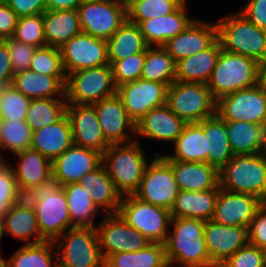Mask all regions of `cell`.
Wrapping results in <instances>:
<instances>
[{"label": "cell", "instance_id": "6da1fadb", "mask_svg": "<svg viewBox=\"0 0 266 267\" xmlns=\"http://www.w3.org/2000/svg\"><path fill=\"white\" fill-rule=\"evenodd\" d=\"M172 235L169 233L166 257L169 264L180 267H211L214 263L208 255L205 239V221L194 218H172ZM182 264V265H181Z\"/></svg>", "mask_w": 266, "mask_h": 267}, {"label": "cell", "instance_id": "7a4b0ae2", "mask_svg": "<svg viewBox=\"0 0 266 267\" xmlns=\"http://www.w3.org/2000/svg\"><path fill=\"white\" fill-rule=\"evenodd\" d=\"M32 204L40 235L54 241L72 226L64 188L54 179L34 188L25 196Z\"/></svg>", "mask_w": 266, "mask_h": 267}, {"label": "cell", "instance_id": "3957f363", "mask_svg": "<svg viewBox=\"0 0 266 267\" xmlns=\"http://www.w3.org/2000/svg\"><path fill=\"white\" fill-rule=\"evenodd\" d=\"M148 163L138 140L111 144L102 154V164L122 196L137 191Z\"/></svg>", "mask_w": 266, "mask_h": 267}, {"label": "cell", "instance_id": "277c9868", "mask_svg": "<svg viewBox=\"0 0 266 267\" xmlns=\"http://www.w3.org/2000/svg\"><path fill=\"white\" fill-rule=\"evenodd\" d=\"M216 25L222 49L257 63L266 58V31L249 22L241 13L224 16Z\"/></svg>", "mask_w": 266, "mask_h": 267}, {"label": "cell", "instance_id": "5b68a950", "mask_svg": "<svg viewBox=\"0 0 266 267\" xmlns=\"http://www.w3.org/2000/svg\"><path fill=\"white\" fill-rule=\"evenodd\" d=\"M258 84V63L246 56L221 49L207 86L217 101L235 91Z\"/></svg>", "mask_w": 266, "mask_h": 267}, {"label": "cell", "instance_id": "8992f818", "mask_svg": "<svg viewBox=\"0 0 266 267\" xmlns=\"http://www.w3.org/2000/svg\"><path fill=\"white\" fill-rule=\"evenodd\" d=\"M220 188L256 196L266 202V159L258 154L234 155L219 169Z\"/></svg>", "mask_w": 266, "mask_h": 267}, {"label": "cell", "instance_id": "52a82bcc", "mask_svg": "<svg viewBox=\"0 0 266 267\" xmlns=\"http://www.w3.org/2000/svg\"><path fill=\"white\" fill-rule=\"evenodd\" d=\"M166 104L185 123H199L216 114V100L204 83L173 82Z\"/></svg>", "mask_w": 266, "mask_h": 267}, {"label": "cell", "instance_id": "ba28073f", "mask_svg": "<svg viewBox=\"0 0 266 267\" xmlns=\"http://www.w3.org/2000/svg\"><path fill=\"white\" fill-rule=\"evenodd\" d=\"M53 242L57 261L65 267H104L96 228H69Z\"/></svg>", "mask_w": 266, "mask_h": 267}, {"label": "cell", "instance_id": "9c48e42d", "mask_svg": "<svg viewBox=\"0 0 266 267\" xmlns=\"http://www.w3.org/2000/svg\"><path fill=\"white\" fill-rule=\"evenodd\" d=\"M116 91L110 65L83 69L66 76L67 104L92 105L116 95Z\"/></svg>", "mask_w": 266, "mask_h": 267}, {"label": "cell", "instance_id": "30bf717a", "mask_svg": "<svg viewBox=\"0 0 266 267\" xmlns=\"http://www.w3.org/2000/svg\"><path fill=\"white\" fill-rule=\"evenodd\" d=\"M118 214L152 243L165 244L171 225L170 210L140 201L133 195L123 196Z\"/></svg>", "mask_w": 266, "mask_h": 267}, {"label": "cell", "instance_id": "8fae6325", "mask_svg": "<svg viewBox=\"0 0 266 267\" xmlns=\"http://www.w3.org/2000/svg\"><path fill=\"white\" fill-rule=\"evenodd\" d=\"M179 191L171 165L160 153H156L133 196L142 202L171 210Z\"/></svg>", "mask_w": 266, "mask_h": 267}, {"label": "cell", "instance_id": "7c38bea8", "mask_svg": "<svg viewBox=\"0 0 266 267\" xmlns=\"http://www.w3.org/2000/svg\"><path fill=\"white\" fill-rule=\"evenodd\" d=\"M82 33L108 40L127 20L126 0L82 1L77 9Z\"/></svg>", "mask_w": 266, "mask_h": 267}, {"label": "cell", "instance_id": "4fadbf2b", "mask_svg": "<svg viewBox=\"0 0 266 267\" xmlns=\"http://www.w3.org/2000/svg\"><path fill=\"white\" fill-rule=\"evenodd\" d=\"M216 114L224 121L263 125L266 120V90L257 84L223 96L216 101Z\"/></svg>", "mask_w": 266, "mask_h": 267}, {"label": "cell", "instance_id": "5bb4252c", "mask_svg": "<svg viewBox=\"0 0 266 267\" xmlns=\"http://www.w3.org/2000/svg\"><path fill=\"white\" fill-rule=\"evenodd\" d=\"M96 230L104 261L114 253L139 251L152 243L142 233L130 227L118 213L106 214Z\"/></svg>", "mask_w": 266, "mask_h": 267}, {"label": "cell", "instance_id": "9a60e30c", "mask_svg": "<svg viewBox=\"0 0 266 267\" xmlns=\"http://www.w3.org/2000/svg\"><path fill=\"white\" fill-rule=\"evenodd\" d=\"M60 52L66 76L79 70L109 65L107 40L85 33L68 40L60 47Z\"/></svg>", "mask_w": 266, "mask_h": 267}, {"label": "cell", "instance_id": "2e32d148", "mask_svg": "<svg viewBox=\"0 0 266 267\" xmlns=\"http://www.w3.org/2000/svg\"><path fill=\"white\" fill-rule=\"evenodd\" d=\"M167 91L166 84L140 78L120 85L116 94L121 99L128 116L136 124L151 109L167 103Z\"/></svg>", "mask_w": 266, "mask_h": 267}, {"label": "cell", "instance_id": "e0dca14e", "mask_svg": "<svg viewBox=\"0 0 266 267\" xmlns=\"http://www.w3.org/2000/svg\"><path fill=\"white\" fill-rule=\"evenodd\" d=\"M66 115L72 131L73 145L103 154L110 146L105 140L93 105L67 104Z\"/></svg>", "mask_w": 266, "mask_h": 267}, {"label": "cell", "instance_id": "ac0fdd59", "mask_svg": "<svg viewBox=\"0 0 266 267\" xmlns=\"http://www.w3.org/2000/svg\"><path fill=\"white\" fill-rule=\"evenodd\" d=\"M95 108L99 124L105 140L111 144H127L135 133V123L128 116L121 99L116 95L92 104ZM128 131L129 129V132Z\"/></svg>", "mask_w": 266, "mask_h": 267}, {"label": "cell", "instance_id": "d6986e66", "mask_svg": "<svg viewBox=\"0 0 266 267\" xmlns=\"http://www.w3.org/2000/svg\"><path fill=\"white\" fill-rule=\"evenodd\" d=\"M102 163V154L96 150L72 145L52 161V179L60 186L78 183L88 172Z\"/></svg>", "mask_w": 266, "mask_h": 267}, {"label": "cell", "instance_id": "ffe728a7", "mask_svg": "<svg viewBox=\"0 0 266 267\" xmlns=\"http://www.w3.org/2000/svg\"><path fill=\"white\" fill-rule=\"evenodd\" d=\"M263 202L256 196L219 188L212 220L226 226L249 227L257 208Z\"/></svg>", "mask_w": 266, "mask_h": 267}, {"label": "cell", "instance_id": "44dd1931", "mask_svg": "<svg viewBox=\"0 0 266 267\" xmlns=\"http://www.w3.org/2000/svg\"><path fill=\"white\" fill-rule=\"evenodd\" d=\"M204 239L210 260L223 263L237 250L246 246L248 241V228L243 226H226L205 221Z\"/></svg>", "mask_w": 266, "mask_h": 267}, {"label": "cell", "instance_id": "7402d4cb", "mask_svg": "<svg viewBox=\"0 0 266 267\" xmlns=\"http://www.w3.org/2000/svg\"><path fill=\"white\" fill-rule=\"evenodd\" d=\"M217 40V25L196 19L162 47L177 63L209 48Z\"/></svg>", "mask_w": 266, "mask_h": 267}, {"label": "cell", "instance_id": "603a6c76", "mask_svg": "<svg viewBox=\"0 0 266 267\" xmlns=\"http://www.w3.org/2000/svg\"><path fill=\"white\" fill-rule=\"evenodd\" d=\"M18 156L17 167L11 166L20 193L25 197L34 188L52 180V161L34 149Z\"/></svg>", "mask_w": 266, "mask_h": 267}, {"label": "cell", "instance_id": "cb8c5ba5", "mask_svg": "<svg viewBox=\"0 0 266 267\" xmlns=\"http://www.w3.org/2000/svg\"><path fill=\"white\" fill-rule=\"evenodd\" d=\"M185 122L167 104L151 109L135 124V134L149 139L174 142Z\"/></svg>", "mask_w": 266, "mask_h": 267}, {"label": "cell", "instance_id": "d4e9b609", "mask_svg": "<svg viewBox=\"0 0 266 267\" xmlns=\"http://www.w3.org/2000/svg\"><path fill=\"white\" fill-rule=\"evenodd\" d=\"M186 0L171 14L143 20L138 26L150 47L162 46L183 32L195 19L187 16Z\"/></svg>", "mask_w": 266, "mask_h": 267}, {"label": "cell", "instance_id": "484cf974", "mask_svg": "<svg viewBox=\"0 0 266 267\" xmlns=\"http://www.w3.org/2000/svg\"><path fill=\"white\" fill-rule=\"evenodd\" d=\"M3 228L4 235L23 240L25 245L46 241L40 235L35 210L26 197L12 205L3 216Z\"/></svg>", "mask_w": 266, "mask_h": 267}, {"label": "cell", "instance_id": "4316f807", "mask_svg": "<svg viewBox=\"0 0 266 267\" xmlns=\"http://www.w3.org/2000/svg\"><path fill=\"white\" fill-rule=\"evenodd\" d=\"M180 190L207 191L220 188L219 170L204 162L167 161Z\"/></svg>", "mask_w": 266, "mask_h": 267}, {"label": "cell", "instance_id": "83f0119b", "mask_svg": "<svg viewBox=\"0 0 266 267\" xmlns=\"http://www.w3.org/2000/svg\"><path fill=\"white\" fill-rule=\"evenodd\" d=\"M73 145L71 125L65 114L58 122L32 131L31 149L53 161Z\"/></svg>", "mask_w": 266, "mask_h": 267}, {"label": "cell", "instance_id": "f1b7e54d", "mask_svg": "<svg viewBox=\"0 0 266 267\" xmlns=\"http://www.w3.org/2000/svg\"><path fill=\"white\" fill-rule=\"evenodd\" d=\"M91 193V200L106 214H117L123 196L118 192L101 163L96 169L85 174L78 182Z\"/></svg>", "mask_w": 266, "mask_h": 267}, {"label": "cell", "instance_id": "f546056e", "mask_svg": "<svg viewBox=\"0 0 266 267\" xmlns=\"http://www.w3.org/2000/svg\"><path fill=\"white\" fill-rule=\"evenodd\" d=\"M219 188L207 191L180 190L170 210L172 218L212 220Z\"/></svg>", "mask_w": 266, "mask_h": 267}, {"label": "cell", "instance_id": "4dcf8cb0", "mask_svg": "<svg viewBox=\"0 0 266 267\" xmlns=\"http://www.w3.org/2000/svg\"><path fill=\"white\" fill-rule=\"evenodd\" d=\"M217 39L209 48L176 63V81L207 84L221 51Z\"/></svg>", "mask_w": 266, "mask_h": 267}, {"label": "cell", "instance_id": "1f68e13d", "mask_svg": "<svg viewBox=\"0 0 266 267\" xmlns=\"http://www.w3.org/2000/svg\"><path fill=\"white\" fill-rule=\"evenodd\" d=\"M43 20L46 46L60 48L82 33L77 10H45Z\"/></svg>", "mask_w": 266, "mask_h": 267}, {"label": "cell", "instance_id": "d6a6232c", "mask_svg": "<svg viewBox=\"0 0 266 267\" xmlns=\"http://www.w3.org/2000/svg\"><path fill=\"white\" fill-rule=\"evenodd\" d=\"M175 153L161 155L166 161L204 162L208 164V151L203 128L198 123H186L174 141Z\"/></svg>", "mask_w": 266, "mask_h": 267}, {"label": "cell", "instance_id": "836d02e7", "mask_svg": "<svg viewBox=\"0 0 266 267\" xmlns=\"http://www.w3.org/2000/svg\"><path fill=\"white\" fill-rule=\"evenodd\" d=\"M11 85L30 99L65 98V85L56 77L29 69L14 74Z\"/></svg>", "mask_w": 266, "mask_h": 267}, {"label": "cell", "instance_id": "e575fe53", "mask_svg": "<svg viewBox=\"0 0 266 267\" xmlns=\"http://www.w3.org/2000/svg\"><path fill=\"white\" fill-rule=\"evenodd\" d=\"M198 124L203 128L206 137L208 164L219 170L234 157L225 121L215 114Z\"/></svg>", "mask_w": 266, "mask_h": 267}, {"label": "cell", "instance_id": "d590c367", "mask_svg": "<svg viewBox=\"0 0 266 267\" xmlns=\"http://www.w3.org/2000/svg\"><path fill=\"white\" fill-rule=\"evenodd\" d=\"M149 47L138 24L126 20L107 40L109 65L133 54L146 51Z\"/></svg>", "mask_w": 266, "mask_h": 267}, {"label": "cell", "instance_id": "8d00e7d4", "mask_svg": "<svg viewBox=\"0 0 266 267\" xmlns=\"http://www.w3.org/2000/svg\"><path fill=\"white\" fill-rule=\"evenodd\" d=\"M227 136L234 155L260 153L264 127L246 121H225Z\"/></svg>", "mask_w": 266, "mask_h": 267}, {"label": "cell", "instance_id": "74e56055", "mask_svg": "<svg viewBox=\"0 0 266 267\" xmlns=\"http://www.w3.org/2000/svg\"><path fill=\"white\" fill-rule=\"evenodd\" d=\"M104 267H169L165 244L151 243L139 251L114 253L104 261Z\"/></svg>", "mask_w": 266, "mask_h": 267}, {"label": "cell", "instance_id": "f35d334b", "mask_svg": "<svg viewBox=\"0 0 266 267\" xmlns=\"http://www.w3.org/2000/svg\"><path fill=\"white\" fill-rule=\"evenodd\" d=\"M62 187L67 198L72 226L96 228L94 217L99 208L91 200V193H88L79 183L65 184Z\"/></svg>", "mask_w": 266, "mask_h": 267}, {"label": "cell", "instance_id": "ab89813d", "mask_svg": "<svg viewBox=\"0 0 266 267\" xmlns=\"http://www.w3.org/2000/svg\"><path fill=\"white\" fill-rule=\"evenodd\" d=\"M141 79L163 83L168 87L176 81V62L162 46L146 50Z\"/></svg>", "mask_w": 266, "mask_h": 267}, {"label": "cell", "instance_id": "60d3db41", "mask_svg": "<svg viewBox=\"0 0 266 267\" xmlns=\"http://www.w3.org/2000/svg\"><path fill=\"white\" fill-rule=\"evenodd\" d=\"M65 98L31 99L25 122L32 131L58 122L66 114Z\"/></svg>", "mask_w": 266, "mask_h": 267}, {"label": "cell", "instance_id": "b9f144b4", "mask_svg": "<svg viewBox=\"0 0 266 267\" xmlns=\"http://www.w3.org/2000/svg\"><path fill=\"white\" fill-rule=\"evenodd\" d=\"M56 258L54 242L44 241L18 249L8 260V267H54L53 261L57 262Z\"/></svg>", "mask_w": 266, "mask_h": 267}, {"label": "cell", "instance_id": "7bdbcfd3", "mask_svg": "<svg viewBox=\"0 0 266 267\" xmlns=\"http://www.w3.org/2000/svg\"><path fill=\"white\" fill-rule=\"evenodd\" d=\"M185 0H126L127 20L140 24L143 20L166 16Z\"/></svg>", "mask_w": 266, "mask_h": 267}, {"label": "cell", "instance_id": "ee69618b", "mask_svg": "<svg viewBox=\"0 0 266 267\" xmlns=\"http://www.w3.org/2000/svg\"><path fill=\"white\" fill-rule=\"evenodd\" d=\"M0 150L14 155L31 148L32 129L25 120H2Z\"/></svg>", "mask_w": 266, "mask_h": 267}, {"label": "cell", "instance_id": "f6af8a7d", "mask_svg": "<svg viewBox=\"0 0 266 267\" xmlns=\"http://www.w3.org/2000/svg\"><path fill=\"white\" fill-rule=\"evenodd\" d=\"M29 70L39 74L56 76L64 85L66 84L60 48L51 46L37 48L31 59Z\"/></svg>", "mask_w": 266, "mask_h": 267}, {"label": "cell", "instance_id": "bcb514c9", "mask_svg": "<svg viewBox=\"0 0 266 267\" xmlns=\"http://www.w3.org/2000/svg\"><path fill=\"white\" fill-rule=\"evenodd\" d=\"M31 99L12 85L5 86L0 96L1 120H25Z\"/></svg>", "mask_w": 266, "mask_h": 267}, {"label": "cell", "instance_id": "7dc6e473", "mask_svg": "<svg viewBox=\"0 0 266 267\" xmlns=\"http://www.w3.org/2000/svg\"><path fill=\"white\" fill-rule=\"evenodd\" d=\"M43 13L20 17L12 38L37 48L46 46Z\"/></svg>", "mask_w": 266, "mask_h": 267}, {"label": "cell", "instance_id": "c3c4849f", "mask_svg": "<svg viewBox=\"0 0 266 267\" xmlns=\"http://www.w3.org/2000/svg\"><path fill=\"white\" fill-rule=\"evenodd\" d=\"M145 58L146 51H143L113 62L110 66L115 86L140 79Z\"/></svg>", "mask_w": 266, "mask_h": 267}, {"label": "cell", "instance_id": "681fc988", "mask_svg": "<svg viewBox=\"0 0 266 267\" xmlns=\"http://www.w3.org/2000/svg\"><path fill=\"white\" fill-rule=\"evenodd\" d=\"M24 196L20 193L11 165L0 162V217H3L10 207Z\"/></svg>", "mask_w": 266, "mask_h": 267}, {"label": "cell", "instance_id": "f907efd6", "mask_svg": "<svg viewBox=\"0 0 266 267\" xmlns=\"http://www.w3.org/2000/svg\"><path fill=\"white\" fill-rule=\"evenodd\" d=\"M223 264L226 267H266L265 250L247 244L228 257Z\"/></svg>", "mask_w": 266, "mask_h": 267}, {"label": "cell", "instance_id": "816d5d0a", "mask_svg": "<svg viewBox=\"0 0 266 267\" xmlns=\"http://www.w3.org/2000/svg\"><path fill=\"white\" fill-rule=\"evenodd\" d=\"M4 41L8 46L13 73L16 74L29 69L37 47L20 42L12 37L4 39Z\"/></svg>", "mask_w": 266, "mask_h": 267}, {"label": "cell", "instance_id": "f5cc1de1", "mask_svg": "<svg viewBox=\"0 0 266 267\" xmlns=\"http://www.w3.org/2000/svg\"><path fill=\"white\" fill-rule=\"evenodd\" d=\"M249 244L266 250V202L256 210L248 227Z\"/></svg>", "mask_w": 266, "mask_h": 267}, {"label": "cell", "instance_id": "db71d44e", "mask_svg": "<svg viewBox=\"0 0 266 267\" xmlns=\"http://www.w3.org/2000/svg\"><path fill=\"white\" fill-rule=\"evenodd\" d=\"M18 18L43 13L46 0H3Z\"/></svg>", "mask_w": 266, "mask_h": 267}, {"label": "cell", "instance_id": "11a10c76", "mask_svg": "<svg viewBox=\"0 0 266 267\" xmlns=\"http://www.w3.org/2000/svg\"><path fill=\"white\" fill-rule=\"evenodd\" d=\"M239 13L258 28L266 31V0H249Z\"/></svg>", "mask_w": 266, "mask_h": 267}, {"label": "cell", "instance_id": "9f6ffc18", "mask_svg": "<svg viewBox=\"0 0 266 267\" xmlns=\"http://www.w3.org/2000/svg\"><path fill=\"white\" fill-rule=\"evenodd\" d=\"M17 20L16 14L3 0H0V40L13 36Z\"/></svg>", "mask_w": 266, "mask_h": 267}, {"label": "cell", "instance_id": "6f0895ef", "mask_svg": "<svg viewBox=\"0 0 266 267\" xmlns=\"http://www.w3.org/2000/svg\"><path fill=\"white\" fill-rule=\"evenodd\" d=\"M13 76L7 43L4 40H0V83L5 86L11 85Z\"/></svg>", "mask_w": 266, "mask_h": 267}, {"label": "cell", "instance_id": "680465c9", "mask_svg": "<svg viewBox=\"0 0 266 267\" xmlns=\"http://www.w3.org/2000/svg\"><path fill=\"white\" fill-rule=\"evenodd\" d=\"M82 0H46V10H77Z\"/></svg>", "mask_w": 266, "mask_h": 267}, {"label": "cell", "instance_id": "91938a15", "mask_svg": "<svg viewBox=\"0 0 266 267\" xmlns=\"http://www.w3.org/2000/svg\"><path fill=\"white\" fill-rule=\"evenodd\" d=\"M258 84L266 90V58L258 63Z\"/></svg>", "mask_w": 266, "mask_h": 267}, {"label": "cell", "instance_id": "94428289", "mask_svg": "<svg viewBox=\"0 0 266 267\" xmlns=\"http://www.w3.org/2000/svg\"><path fill=\"white\" fill-rule=\"evenodd\" d=\"M260 155H262L266 159V132L263 135V143L261 145Z\"/></svg>", "mask_w": 266, "mask_h": 267}, {"label": "cell", "instance_id": "6125c7cd", "mask_svg": "<svg viewBox=\"0 0 266 267\" xmlns=\"http://www.w3.org/2000/svg\"><path fill=\"white\" fill-rule=\"evenodd\" d=\"M3 235H4L3 217H0V241H1L2 237H3Z\"/></svg>", "mask_w": 266, "mask_h": 267}, {"label": "cell", "instance_id": "be15d7a7", "mask_svg": "<svg viewBox=\"0 0 266 267\" xmlns=\"http://www.w3.org/2000/svg\"><path fill=\"white\" fill-rule=\"evenodd\" d=\"M0 267H8V261H6V259H4L1 255H0Z\"/></svg>", "mask_w": 266, "mask_h": 267}, {"label": "cell", "instance_id": "e7e4bbea", "mask_svg": "<svg viewBox=\"0 0 266 267\" xmlns=\"http://www.w3.org/2000/svg\"><path fill=\"white\" fill-rule=\"evenodd\" d=\"M1 129H2V120H1V118H0V141H1ZM0 160L1 161H5V160H3V156H2V154L0 153Z\"/></svg>", "mask_w": 266, "mask_h": 267}, {"label": "cell", "instance_id": "03108f58", "mask_svg": "<svg viewBox=\"0 0 266 267\" xmlns=\"http://www.w3.org/2000/svg\"><path fill=\"white\" fill-rule=\"evenodd\" d=\"M211 267H226L223 263H215Z\"/></svg>", "mask_w": 266, "mask_h": 267}, {"label": "cell", "instance_id": "003e7915", "mask_svg": "<svg viewBox=\"0 0 266 267\" xmlns=\"http://www.w3.org/2000/svg\"><path fill=\"white\" fill-rule=\"evenodd\" d=\"M85 2H100V1H108V0H82Z\"/></svg>", "mask_w": 266, "mask_h": 267}, {"label": "cell", "instance_id": "a7ac6f4b", "mask_svg": "<svg viewBox=\"0 0 266 267\" xmlns=\"http://www.w3.org/2000/svg\"><path fill=\"white\" fill-rule=\"evenodd\" d=\"M54 267H65L64 265L60 264L58 261L55 263Z\"/></svg>", "mask_w": 266, "mask_h": 267}, {"label": "cell", "instance_id": "89a4df30", "mask_svg": "<svg viewBox=\"0 0 266 267\" xmlns=\"http://www.w3.org/2000/svg\"><path fill=\"white\" fill-rule=\"evenodd\" d=\"M4 87H5V85L2 84V83H0V96H1V92H2V90H3Z\"/></svg>", "mask_w": 266, "mask_h": 267}, {"label": "cell", "instance_id": "2644e50d", "mask_svg": "<svg viewBox=\"0 0 266 267\" xmlns=\"http://www.w3.org/2000/svg\"><path fill=\"white\" fill-rule=\"evenodd\" d=\"M263 127H264V132H266V120H265V122L263 124Z\"/></svg>", "mask_w": 266, "mask_h": 267}]
</instances>
